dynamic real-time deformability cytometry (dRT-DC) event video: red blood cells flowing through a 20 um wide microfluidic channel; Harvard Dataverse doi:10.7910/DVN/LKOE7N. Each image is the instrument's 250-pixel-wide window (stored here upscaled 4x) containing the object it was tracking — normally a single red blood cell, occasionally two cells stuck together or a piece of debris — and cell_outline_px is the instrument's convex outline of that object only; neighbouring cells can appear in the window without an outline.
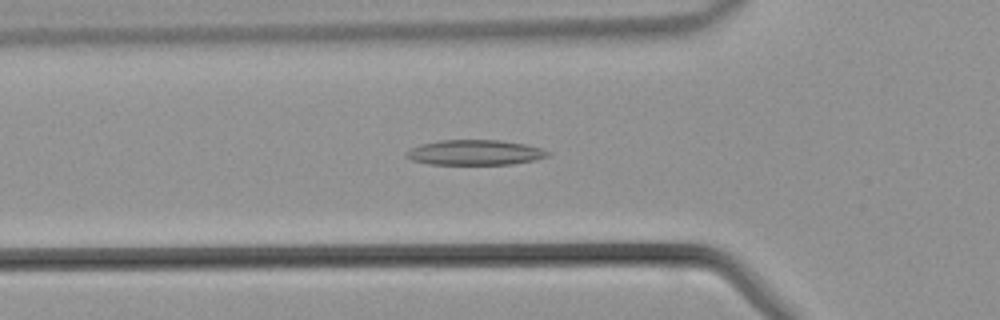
{"species": "common noctule bat (a hibernating species)", "species_latin": "Nyctalus noctula", "temperature_condition": "warm", "stored_images_in_passage": 43, "camera_frame_rate_fps": 3000, "um_per_image_px": 0.085, "animal": {"sex": "male", "body_mass_g": 21.5, "forearm_length_mm": 52.0}, "frame": {"image": 1, "passage_image": 13, "time_ms": 4.0, "image_size_px": [1000, 320], "cell_outline_px": [[552, 152], [548, 156], [536, 160], [512, 164], [428, 164], [412, 160], [404, 156], [404, 152], [420, 144], [440, 140], [500, 140], [524, 144], [540, 148]], "centroid_in_image_um": [40.36, 12.96], "position_along_channel_um": 85.4, "area_um2": 20.81}}
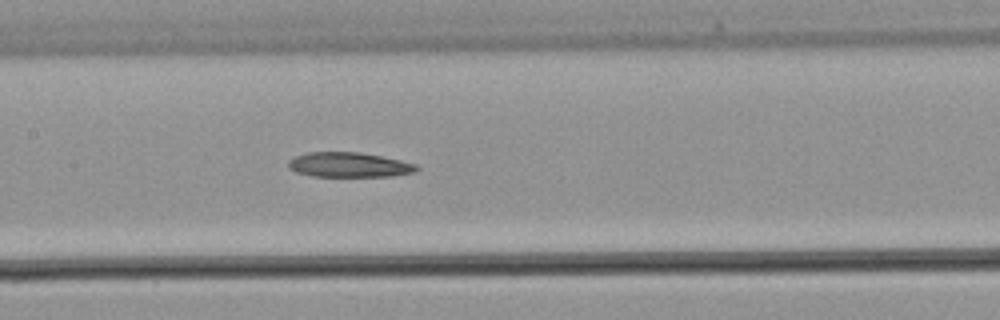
{"frame": {"image": 2, "passage_image": 19, "time_ms": 6.0, "image_size_px": [1000, 320], "cell_outline_px": [[420, 168], [416, 172], [392, 176], [312, 176], [296, 172], [288, 168], [288, 160], [296, 156], [308, 152], [356, 152], [380, 156], [400, 160], [416, 164]], "centroid_in_image_um": [29.67, 14.01], "position_along_channel_um": 177.7, "area_um2": 18.5}}
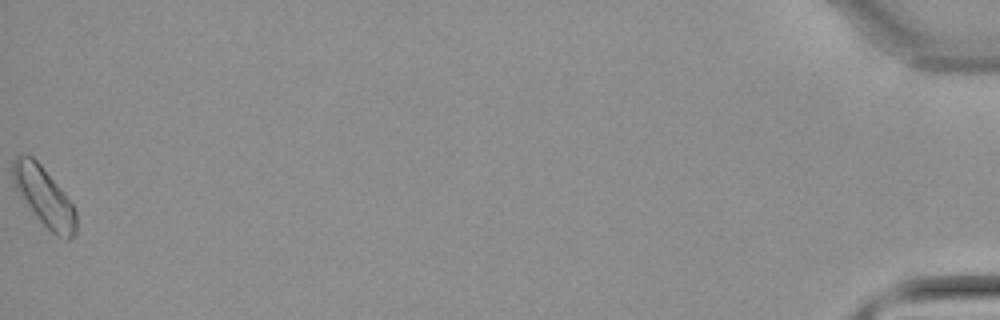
{"frame": {"image": 3, "passage_image": 43, "time_ms": 14.0, "image_size_px": [1000, 320], "cell_outline_px": [[76, 232], [68, 240], [56, 236], [32, 212], [20, 196], [16, 188], [12, 176], [12, 160], [16, 156], [32, 156], [40, 164], [60, 188], [72, 204], [76, 212]], "centroid_in_image_um": [3.74, 16.72], "position_along_channel_um": 431.5, "area_um2": 21.33}}